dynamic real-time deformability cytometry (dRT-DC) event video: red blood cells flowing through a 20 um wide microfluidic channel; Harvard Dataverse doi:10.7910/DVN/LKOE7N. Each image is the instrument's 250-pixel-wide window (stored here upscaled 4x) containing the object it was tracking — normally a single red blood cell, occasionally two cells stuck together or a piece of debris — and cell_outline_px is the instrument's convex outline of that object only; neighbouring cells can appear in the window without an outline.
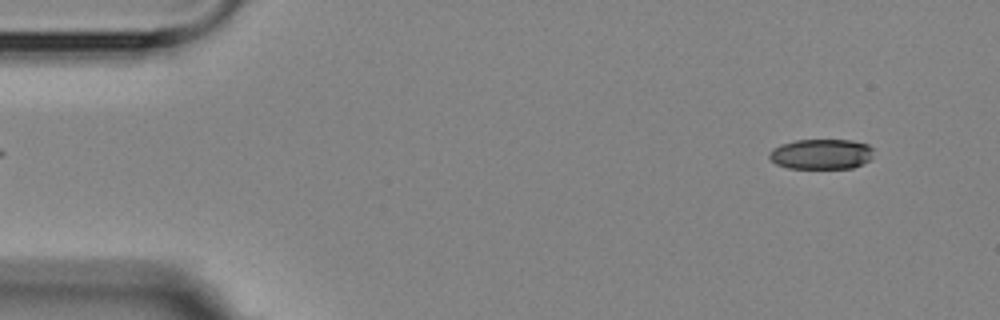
{"species": "Egyptian fruit bat (a non-hibernating species)", "species_latin": "Rousettus aegyptiacus", "temperature_condition": "room temperature", "stored_images_in_passage": 4, "camera_frame_rate_fps": 3000, "um_per_image_px": 0.085, "animal": {"sex": "female"}, "frame": {"image": 1, "passage_image": 1, "time_ms": 0.0, "image_size_px": [1000, 320], "cell_outline_px": [[872, 160], [852, 168], [788, 168], [776, 164], [768, 156], [772, 148], [780, 144], [796, 140], [852, 140], [868, 144], [872, 148]], "centroid_in_image_um": [69.82, 13.09], "position_along_channel_um": 15.2, "area_um2": 18.5}}
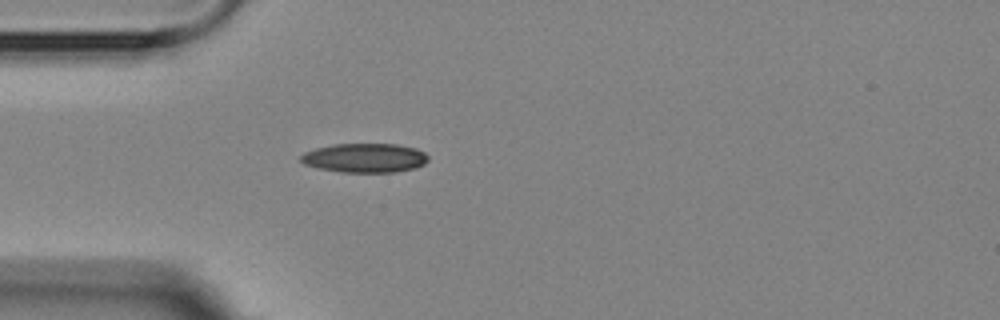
{"frame": {"image": 2, "passage_image": 4, "time_ms": 3.667, "image_size_px": [1000, 320], "cell_outline_px": [[428, 160], [424, 164], [416, 168], [396, 172], [340, 172], [320, 168], [304, 164], [300, 160], [300, 156], [304, 152], [316, 148], [332, 144], [396, 144], [416, 148], [424, 152], [428, 156]], "centroid_in_image_um": [31.02, 13.42], "position_along_channel_um": 54.0, "area_um2": 21.73}}